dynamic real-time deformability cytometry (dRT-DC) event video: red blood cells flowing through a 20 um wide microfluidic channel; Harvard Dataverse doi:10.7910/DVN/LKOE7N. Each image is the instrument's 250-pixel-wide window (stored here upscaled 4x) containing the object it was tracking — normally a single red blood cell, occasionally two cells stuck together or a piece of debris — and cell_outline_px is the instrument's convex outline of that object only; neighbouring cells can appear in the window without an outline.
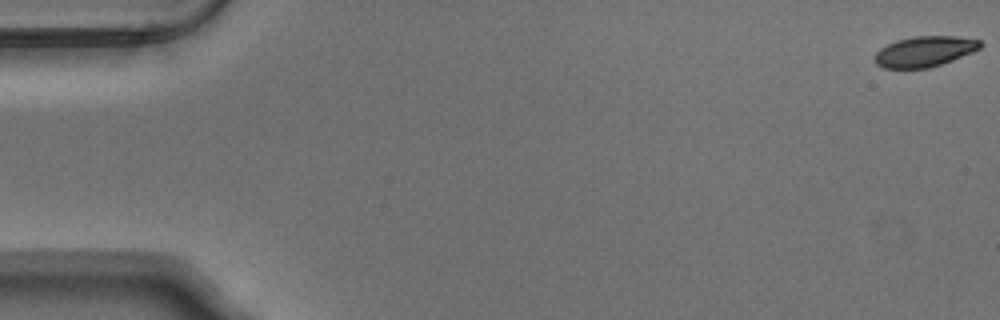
{"species": "Egyptian fruit bat (a non-hibernating species)", "species_latin": "Rousettus aegyptiacus", "temperature_condition": "warm", "stored_images_in_passage": 54, "camera_frame_rate_fps": 3000, "um_per_image_px": 0.085, "animal": {"sex": "male"}, "frame": {"image": 1, "passage_image": 1, "time_ms": 0.0, "image_size_px": [1000, 320], "cell_outline_px": [[984, 44], [980, 48], [972, 52], [952, 60], [928, 68], [884, 68], [876, 64], [876, 52], [880, 48], [896, 40], [912, 36], [956, 36], [980, 40]], "centroid_in_image_um": [78.6, 4.36], "position_along_channel_um": 6.4, "area_um2": 18.67}}
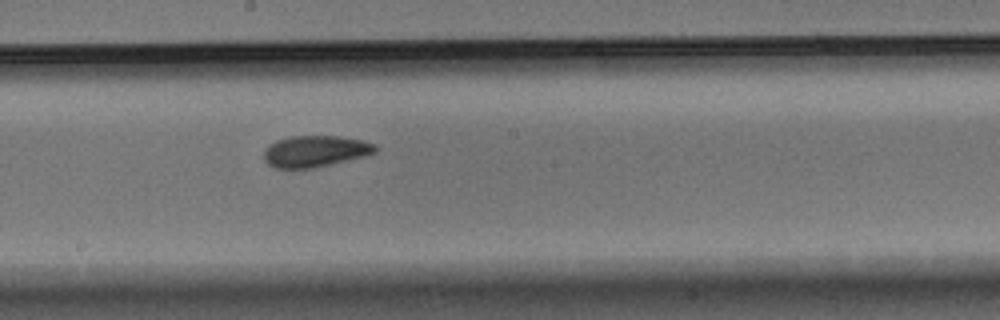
{"frame": {"image": 2, "passage_image": 30, "time_ms": 9.667, "image_size_px": [1000, 320], "cell_outline_px": [[376, 152], [364, 156], [312, 168], [272, 168], [264, 160], [264, 148], [268, 144], [276, 140], [288, 136], [336, 136], [364, 140], [376, 144]], "centroid_in_image_um": [26.74, 12.84], "position_along_channel_um": 221.5, "area_um2": 20.46}}
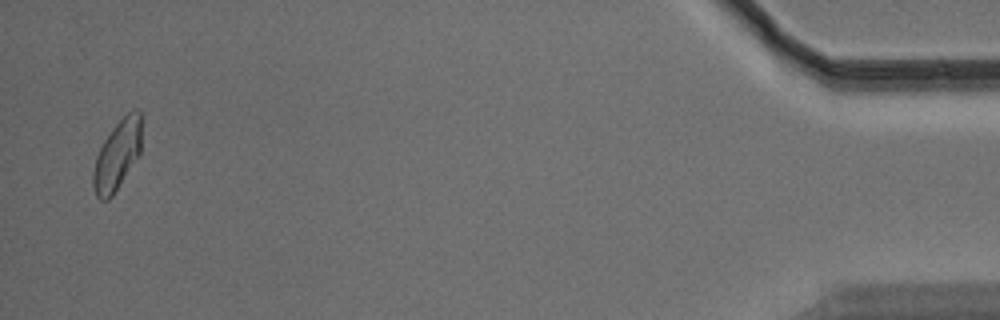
{"frame": {"image": 3, "passage_image": 53, "time_ms": 17.333, "image_size_px": [1000, 320], "cell_outline_px": [[144, 116], [140, 152], [112, 196], [108, 200], [100, 200], [96, 196], [92, 184], [92, 172], [96, 156], [104, 140], [112, 128], [128, 112], [136, 108], [140, 108]], "centroid_in_image_um": [10.0, 13.11], "position_along_channel_um": 425.2, "area_um2": 19.94}, "authors_computed_cell_mechanics": {"area_um2": 20.0566, "velocity_mm_per_s": 3.7772, "shape_relaxation_time_tau1_ms": 4.8846, "shape_relaxation_time_tau2_ms": 2.581, "deformation_change_tau1": 0.1267, "deformation_change_tau2": 0.0593}}